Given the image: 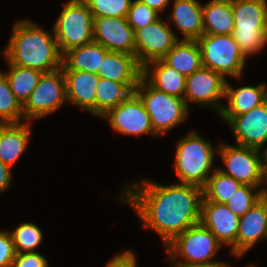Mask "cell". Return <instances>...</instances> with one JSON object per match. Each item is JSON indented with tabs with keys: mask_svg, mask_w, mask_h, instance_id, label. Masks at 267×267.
Masks as SVG:
<instances>
[{
	"mask_svg": "<svg viewBox=\"0 0 267 267\" xmlns=\"http://www.w3.org/2000/svg\"><path fill=\"white\" fill-rule=\"evenodd\" d=\"M122 191L120 201L130 205L143 228L156 232L165 246L189 227L200 223L203 200L200 186L164 185L145 178L129 183Z\"/></svg>",
	"mask_w": 267,
	"mask_h": 267,
	"instance_id": "6da1fadb",
	"label": "cell"
},
{
	"mask_svg": "<svg viewBox=\"0 0 267 267\" xmlns=\"http://www.w3.org/2000/svg\"><path fill=\"white\" fill-rule=\"evenodd\" d=\"M7 46L3 50L6 62L42 72L62 67V54L55 36L28 19L16 20Z\"/></svg>",
	"mask_w": 267,
	"mask_h": 267,
	"instance_id": "7a4b0ae2",
	"label": "cell"
},
{
	"mask_svg": "<svg viewBox=\"0 0 267 267\" xmlns=\"http://www.w3.org/2000/svg\"><path fill=\"white\" fill-rule=\"evenodd\" d=\"M217 150L194 130L179 139L175 156V172L179 179L178 183L203 187L216 170L212 166H214L213 161Z\"/></svg>",
	"mask_w": 267,
	"mask_h": 267,
	"instance_id": "3957f363",
	"label": "cell"
},
{
	"mask_svg": "<svg viewBox=\"0 0 267 267\" xmlns=\"http://www.w3.org/2000/svg\"><path fill=\"white\" fill-rule=\"evenodd\" d=\"M233 39L243 54L253 56L267 45V0H231Z\"/></svg>",
	"mask_w": 267,
	"mask_h": 267,
	"instance_id": "277c9868",
	"label": "cell"
},
{
	"mask_svg": "<svg viewBox=\"0 0 267 267\" xmlns=\"http://www.w3.org/2000/svg\"><path fill=\"white\" fill-rule=\"evenodd\" d=\"M134 92L140 97L151 126L159 136L182 124L189 114L184 99L153 88L143 77Z\"/></svg>",
	"mask_w": 267,
	"mask_h": 267,
	"instance_id": "5b68a950",
	"label": "cell"
},
{
	"mask_svg": "<svg viewBox=\"0 0 267 267\" xmlns=\"http://www.w3.org/2000/svg\"><path fill=\"white\" fill-rule=\"evenodd\" d=\"M221 247L215 235L198 223L176 236L165 246V251L171 263L209 264L224 262L214 259ZM177 257L184 260L181 262Z\"/></svg>",
	"mask_w": 267,
	"mask_h": 267,
	"instance_id": "8992f818",
	"label": "cell"
},
{
	"mask_svg": "<svg viewBox=\"0 0 267 267\" xmlns=\"http://www.w3.org/2000/svg\"><path fill=\"white\" fill-rule=\"evenodd\" d=\"M63 7L53 26V34L62 55L93 41L94 21L84 0H69Z\"/></svg>",
	"mask_w": 267,
	"mask_h": 267,
	"instance_id": "52a82bcc",
	"label": "cell"
},
{
	"mask_svg": "<svg viewBox=\"0 0 267 267\" xmlns=\"http://www.w3.org/2000/svg\"><path fill=\"white\" fill-rule=\"evenodd\" d=\"M197 42L203 67L221 74L224 78L231 76L240 79L242 77L247 57L232 35L203 34Z\"/></svg>",
	"mask_w": 267,
	"mask_h": 267,
	"instance_id": "ba28073f",
	"label": "cell"
},
{
	"mask_svg": "<svg viewBox=\"0 0 267 267\" xmlns=\"http://www.w3.org/2000/svg\"><path fill=\"white\" fill-rule=\"evenodd\" d=\"M217 149L226 167V169L217 168V170L242 185L262 189L264 150L237 144L232 146L223 141H219Z\"/></svg>",
	"mask_w": 267,
	"mask_h": 267,
	"instance_id": "9c48e42d",
	"label": "cell"
},
{
	"mask_svg": "<svg viewBox=\"0 0 267 267\" xmlns=\"http://www.w3.org/2000/svg\"><path fill=\"white\" fill-rule=\"evenodd\" d=\"M65 77L62 67L43 72L39 82L23 105L26 121L39 119L57 111L66 103Z\"/></svg>",
	"mask_w": 267,
	"mask_h": 267,
	"instance_id": "30bf717a",
	"label": "cell"
},
{
	"mask_svg": "<svg viewBox=\"0 0 267 267\" xmlns=\"http://www.w3.org/2000/svg\"><path fill=\"white\" fill-rule=\"evenodd\" d=\"M135 57L141 67L149 62L162 60L180 40L168 21L161 17L155 22L135 31Z\"/></svg>",
	"mask_w": 267,
	"mask_h": 267,
	"instance_id": "8fae6325",
	"label": "cell"
},
{
	"mask_svg": "<svg viewBox=\"0 0 267 267\" xmlns=\"http://www.w3.org/2000/svg\"><path fill=\"white\" fill-rule=\"evenodd\" d=\"M227 79L221 74L201 67L186 77L184 100L187 108L189 103L195 102L200 106H211L219 115L223 105L220 102L225 97Z\"/></svg>",
	"mask_w": 267,
	"mask_h": 267,
	"instance_id": "7c38bea8",
	"label": "cell"
},
{
	"mask_svg": "<svg viewBox=\"0 0 267 267\" xmlns=\"http://www.w3.org/2000/svg\"><path fill=\"white\" fill-rule=\"evenodd\" d=\"M101 118L109 121L112 130L118 133L158 136L151 126L149 114L135 92L116 107L109 109Z\"/></svg>",
	"mask_w": 267,
	"mask_h": 267,
	"instance_id": "4fadbf2b",
	"label": "cell"
},
{
	"mask_svg": "<svg viewBox=\"0 0 267 267\" xmlns=\"http://www.w3.org/2000/svg\"><path fill=\"white\" fill-rule=\"evenodd\" d=\"M219 116L231 128L235 144L261 150L267 143V100L241 115Z\"/></svg>",
	"mask_w": 267,
	"mask_h": 267,
	"instance_id": "5bb4252c",
	"label": "cell"
},
{
	"mask_svg": "<svg viewBox=\"0 0 267 267\" xmlns=\"http://www.w3.org/2000/svg\"><path fill=\"white\" fill-rule=\"evenodd\" d=\"M93 41L108 51L135 55V31L128 24L127 17L94 18Z\"/></svg>",
	"mask_w": 267,
	"mask_h": 267,
	"instance_id": "9a60e30c",
	"label": "cell"
},
{
	"mask_svg": "<svg viewBox=\"0 0 267 267\" xmlns=\"http://www.w3.org/2000/svg\"><path fill=\"white\" fill-rule=\"evenodd\" d=\"M200 223L208 228L223 246H231L229 254L236 256L239 223L236 214L223 203L202 201Z\"/></svg>",
	"mask_w": 267,
	"mask_h": 267,
	"instance_id": "2e32d148",
	"label": "cell"
},
{
	"mask_svg": "<svg viewBox=\"0 0 267 267\" xmlns=\"http://www.w3.org/2000/svg\"><path fill=\"white\" fill-rule=\"evenodd\" d=\"M66 100L82 110L96 116V73L81 70H63Z\"/></svg>",
	"mask_w": 267,
	"mask_h": 267,
	"instance_id": "e0dca14e",
	"label": "cell"
},
{
	"mask_svg": "<svg viewBox=\"0 0 267 267\" xmlns=\"http://www.w3.org/2000/svg\"><path fill=\"white\" fill-rule=\"evenodd\" d=\"M267 238V212L261 201L239 217L236 257L242 258L259 241Z\"/></svg>",
	"mask_w": 267,
	"mask_h": 267,
	"instance_id": "ac0fdd59",
	"label": "cell"
},
{
	"mask_svg": "<svg viewBox=\"0 0 267 267\" xmlns=\"http://www.w3.org/2000/svg\"><path fill=\"white\" fill-rule=\"evenodd\" d=\"M167 21L174 23L183 35L181 40H198L204 34L202 4L198 0H173L172 14Z\"/></svg>",
	"mask_w": 267,
	"mask_h": 267,
	"instance_id": "d6986e66",
	"label": "cell"
},
{
	"mask_svg": "<svg viewBox=\"0 0 267 267\" xmlns=\"http://www.w3.org/2000/svg\"><path fill=\"white\" fill-rule=\"evenodd\" d=\"M31 122L0 124V160L11 169L28 149Z\"/></svg>",
	"mask_w": 267,
	"mask_h": 267,
	"instance_id": "ffe728a7",
	"label": "cell"
},
{
	"mask_svg": "<svg viewBox=\"0 0 267 267\" xmlns=\"http://www.w3.org/2000/svg\"><path fill=\"white\" fill-rule=\"evenodd\" d=\"M142 77L153 88L184 99L186 77L163 60L149 62L142 67Z\"/></svg>",
	"mask_w": 267,
	"mask_h": 267,
	"instance_id": "44dd1931",
	"label": "cell"
},
{
	"mask_svg": "<svg viewBox=\"0 0 267 267\" xmlns=\"http://www.w3.org/2000/svg\"><path fill=\"white\" fill-rule=\"evenodd\" d=\"M97 75L116 82H139L142 77V67L135 55L108 51Z\"/></svg>",
	"mask_w": 267,
	"mask_h": 267,
	"instance_id": "7402d4cb",
	"label": "cell"
},
{
	"mask_svg": "<svg viewBox=\"0 0 267 267\" xmlns=\"http://www.w3.org/2000/svg\"><path fill=\"white\" fill-rule=\"evenodd\" d=\"M224 98L227 99L228 104L223 106L219 115H241L267 100V84L262 82L258 85L235 89L226 81Z\"/></svg>",
	"mask_w": 267,
	"mask_h": 267,
	"instance_id": "603a6c76",
	"label": "cell"
},
{
	"mask_svg": "<svg viewBox=\"0 0 267 267\" xmlns=\"http://www.w3.org/2000/svg\"><path fill=\"white\" fill-rule=\"evenodd\" d=\"M204 34L232 35L234 18L231 0H210L202 4Z\"/></svg>",
	"mask_w": 267,
	"mask_h": 267,
	"instance_id": "cb8c5ba5",
	"label": "cell"
},
{
	"mask_svg": "<svg viewBox=\"0 0 267 267\" xmlns=\"http://www.w3.org/2000/svg\"><path fill=\"white\" fill-rule=\"evenodd\" d=\"M107 52V49L94 41L72 48L62 56V69L81 70L97 74Z\"/></svg>",
	"mask_w": 267,
	"mask_h": 267,
	"instance_id": "d4e9b609",
	"label": "cell"
},
{
	"mask_svg": "<svg viewBox=\"0 0 267 267\" xmlns=\"http://www.w3.org/2000/svg\"><path fill=\"white\" fill-rule=\"evenodd\" d=\"M162 60L185 77L203 66L196 40H178Z\"/></svg>",
	"mask_w": 267,
	"mask_h": 267,
	"instance_id": "484cf974",
	"label": "cell"
},
{
	"mask_svg": "<svg viewBox=\"0 0 267 267\" xmlns=\"http://www.w3.org/2000/svg\"><path fill=\"white\" fill-rule=\"evenodd\" d=\"M139 82H116L99 77L96 85V117H101L109 109L123 102Z\"/></svg>",
	"mask_w": 267,
	"mask_h": 267,
	"instance_id": "4316f807",
	"label": "cell"
},
{
	"mask_svg": "<svg viewBox=\"0 0 267 267\" xmlns=\"http://www.w3.org/2000/svg\"><path fill=\"white\" fill-rule=\"evenodd\" d=\"M7 64L9 71L2 73L6 76L10 88L17 100L23 106L28 100L30 94L36 88L43 72L33 68H25L9 63Z\"/></svg>",
	"mask_w": 267,
	"mask_h": 267,
	"instance_id": "83f0119b",
	"label": "cell"
},
{
	"mask_svg": "<svg viewBox=\"0 0 267 267\" xmlns=\"http://www.w3.org/2000/svg\"><path fill=\"white\" fill-rule=\"evenodd\" d=\"M242 184L232 177L216 170L207 179L206 184L202 187L203 200L225 204Z\"/></svg>",
	"mask_w": 267,
	"mask_h": 267,
	"instance_id": "f1b7e54d",
	"label": "cell"
},
{
	"mask_svg": "<svg viewBox=\"0 0 267 267\" xmlns=\"http://www.w3.org/2000/svg\"><path fill=\"white\" fill-rule=\"evenodd\" d=\"M23 106L0 69V124L25 122Z\"/></svg>",
	"mask_w": 267,
	"mask_h": 267,
	"instance_id": "f546056e",
	"label": "cell"
},
{
	"mask_svg": "<svg viewBox=\"0 0 267 267\" xmlns=\"http://www.w3.org/2000/svg\"><path fill=\"white\" fill-rule=\"evenodd\" d=\"M10 233L16 253L36 252L44 236L41 229L31 222L21 223Z\"/></svg>",
	"mask_w": 267,
	"mask_h": 267,
	"instance_id": "4dcf8cb0",
	"label": "cell"
},
{
	"mask_svg": "<svg viewBox=\"0 0 267 267\" xmlns=\"http://www.w3.org/2000/svg\"><path fill=\"white\" fill-rule=\"evenodd\" d=\"M250 185H242L225 205L238 217L243 216L249 209L260 201L262 189Z\"/></svg>",
	"mask_w": 267,
	"mask_h": 267,
	"instance_id": "1f68e13d",
	"label": "cell"
},
{
	"mask_svg": "<svg viewBox=\"0 0 267 267\" xmlns=\"http://www.w3.org/2000/svg\"><path fill=\"white\" fill-rule=\"evenodd\" d=\"M93 17H127L132 0H84Z\"/></svg>",
	"mask_w": 267,
	"mask_h": 267,
	"instance_id": "d6a6232c",
	"label": "cell"
},
{
	"mask_svg": "<svg viewBox=\"0 0 267 267\" xmlns=\"http://www.w3.org/2000/svg\"><path fill=\"white\" fill-rule=\"evenodd\" d=\"M160 18V14L141 3L139 0H132L127 14L128 24L136 31L139 28L148 26Z\"/></svg>",
	"mask_w": 267,
	"mask_h": 267,
	"instance_id": "836d02e7",
	"label": "cell"
},
{
	"mask_svg": "<svg viewBox=\"0 0 267 267\" xmlns=\"http://www.w3.org/2000/svg\"><path fill=\"white\" fill-rule=\"evenodd\" d=\"M16 251L10 231L0 230V267H11Z\"/></svg>",
	"mask_w": 267,
	"mask_h": 267,
	"instance_id": "e575fe53",
	"label": "cell"
},
{
	"mask_svg": "<svg viewBox=\"0 0 267 267\" xmlns=\"http://www.w3.org/2000/svg\"><path fill=\"white\" fill-rule=\"evenodd\" d=\"M11 267H49V262L38 251L16 253Z\"/></svg>",
	"mask_w": 267,
	"mask_h": 267,
	"instance_id": "d590c367",
	"label": "cell"
},
{
	"mask_svg": "<svg viewBox=\"0 0 267 267\" xmlns=\"http://www.w3.org/2000/svg\"><path fill=\"white\" fill-rule=\"evenodd\" d=\"M135 254L132 250L117 253L105 265V267H137Z\"/></svg>",
	"mask_w": 267,
	"mask_h": 267,
	"instance_id": "8d00e7d4",
	"label": "cell"
},
{
	"mask_svg": "<svg viewBox=\"0 0 267 267\" xmlns=\"http://www.w3.org/2000/svg\"><path fill=\"white\" fill-rule=\"evenodd\" d=\"M12 170L0 160V194L12 185Z\"/></svg>",
	"mask_w": 267,
	"mask_h": 267,
	"instance_id": "74e56055",
	"label": "cell"
},
{
	"mask_svg": "<svg viewBox=\"0 0 267 267\" xmlns=\"http://www.w3.org/2000/svg\"><path fill=\"white\" fill-rule=\"evenodd\" d=\"M141 3L146 4L151 9L159 14L169 7L172 0H139Z\"/></svg>",
	"mask_w": 267,
	"mask_h": 267,
	"instance_id": "f35d334b",
	"label": "cell"
},
{
	"mask_svg": "<svg viewBox=\"0 0 267 267\" xmlns=\"http://www.w3.org/2000/svg\"><path fill=\"white\" fill-rule=\"evenodd\" d=\"M171 267H231L227 262H213L209 264L171 263Z\"/></svg>",
	"mask_w": 267,
	"mask_h": 267,
	"instance_id": "ab89813d",
	"label": "cell"
},
{
	"mask_svg": "<svg viewBox=\"0 0 267 267\" xmlns=\"http://www.w3.org/2000/svg\"><path fill=\"white\" fill-rule=\"evenodd\" d=\"M267 184V151H264V157H263V182L262 185ZM262 190H267V187L262 188Z\"/></svg>",
	"mask_w": 267,
	"mask_h": 267,
	"instance_id": "60d3db41",
	"label": "cell"
},
{
	"mask_svg": "<svg viewBox=\"0 0 267 267\" xmlns=\"http://www.w3.org/2000/svg\"><path fill=\"white\" fill-rule=\"evenodd\" d=\"M260 201L263 203L267 212V190H262L260 195Z\"/></svg>",
	"mask_w": 267,
	"mask_h": 267,
	"instance_id": "b9f144b4",
	"label": "cell"
},
{
	"mask_svg": "<svg viewBox=\"0 0 267 267\" xmlns=\"http://www.w3.org/2000/svg\"><path fill=\"white\" fill-rule=\"evenodd\" d=\"M246 267H255V266H253V264H252V265H247Z\"/></svg>",
	"mask_w": 267,
	"mask_h": 267,
	"instance_id": "7bdbcfd3",
	"label": "cell"
}]
</instances>
